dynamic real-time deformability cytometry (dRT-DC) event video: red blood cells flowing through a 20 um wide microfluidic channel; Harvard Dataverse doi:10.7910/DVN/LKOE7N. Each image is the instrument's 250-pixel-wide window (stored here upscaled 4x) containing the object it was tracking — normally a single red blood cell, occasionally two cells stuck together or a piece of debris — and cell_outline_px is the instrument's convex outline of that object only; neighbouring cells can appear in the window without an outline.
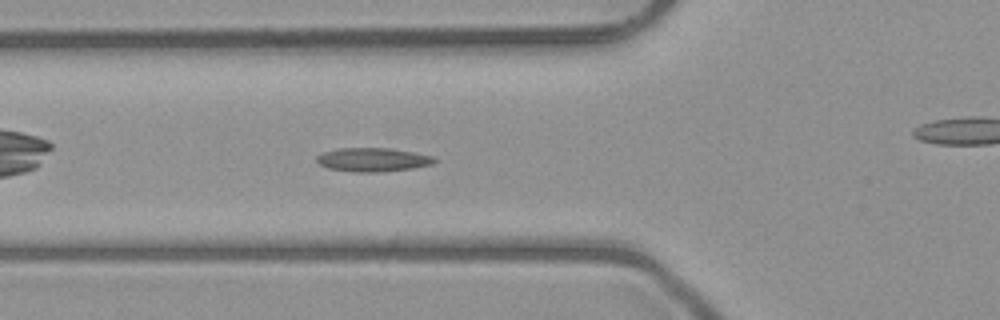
{"species": "common noctule bat (a hibernating species)", "species_latin": "Nyctalus noctula", "temperature_condition": "room temperature", "stored_images_in_passage": 40, "camera_frame_rate_fps": 3000, "um_per_image_px": 0.085, "animal": {"sex": "male", "body_mass_g": 23.1, "forearm_length_mm": 52.7}, "frame": {"image": 1, "passage_image": 6, "time_ms": 1.667, "image_size_px": [1000, 320], "cell_outline_px": [[436, 160], [432, 164], [412, 168], [380, 172], [356, 172], [328, 168], [320, 164], [316, 160], [316, 156], [320, 152], [336, 148], [388, 148], [412, 152], [432, 156]], "centroid_in_image_um": [31.62, 13.57], "position_along_channel_um": 94.2, "area_um2": 16.24}}
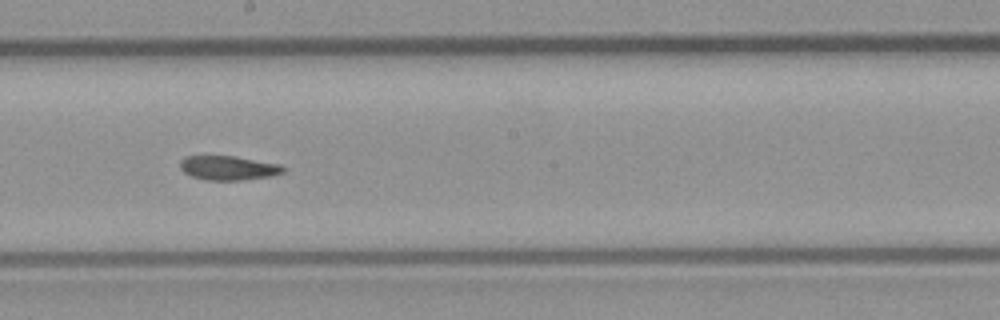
{"frame": {"image": 2, "passage_image": 16, "time_ms": 5.0, "image_size_px": [1000, 320], "cell_outline_px": [[284, 172], [272, 176], [240, 180], [204, 180], [192, 176], [184, 172], [180, 168], [180, 160], [184, 156], [236, 156], [280, 164], [284, 168]], "centroid_in_image_um": [19.4, 14.27], "position_along_channel_um": 228.8, "area_um2": 14.62}}
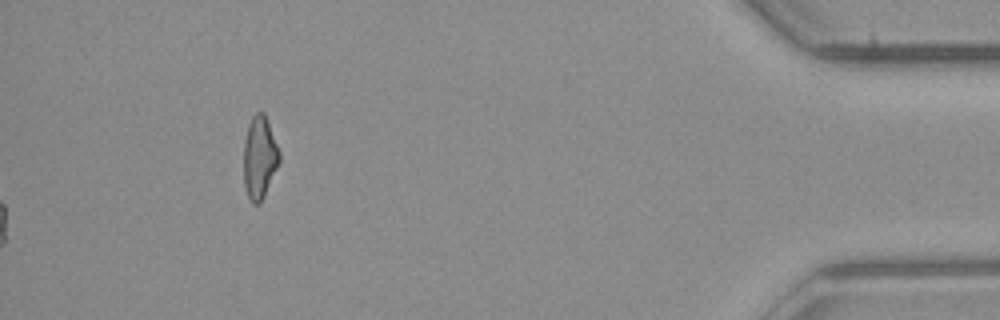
{"frame": {"image": 3, "passage_image": 40, "time_ms": 13.0, "image_size_px": [1000, 320], "cell_outline_px": [[280, 160], [264, 196], [260, 204], [252, 204], [248, 200], [244, 184], [244, 140], [248, 124], [252, 116], [256, 112], [264, 112], [280, 152]], "centroid_in_image_um": [22.04, 13.4], "position_along_channel_um": 413.2, "area_um2": 17.22}}